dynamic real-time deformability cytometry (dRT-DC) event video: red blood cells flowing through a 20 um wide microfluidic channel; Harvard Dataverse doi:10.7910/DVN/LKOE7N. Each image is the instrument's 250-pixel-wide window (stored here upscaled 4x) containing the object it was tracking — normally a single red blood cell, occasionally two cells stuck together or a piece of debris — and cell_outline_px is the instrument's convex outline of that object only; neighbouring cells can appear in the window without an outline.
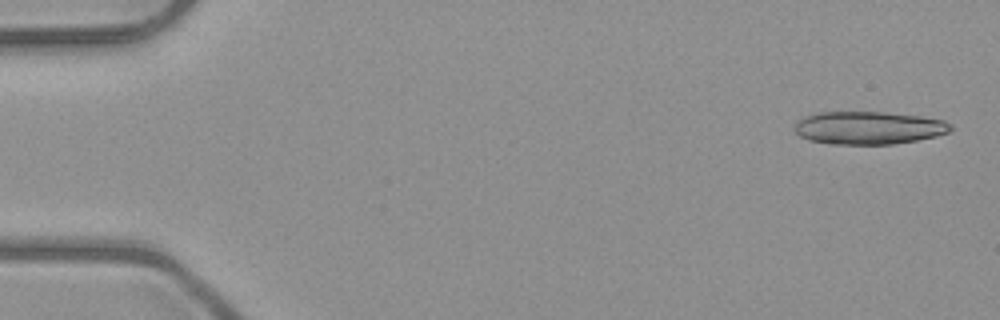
{"species": "common noctule bat (a hibernating species)", "species_latin": "Nyctalus noctula", "temperature_condition": "room temperature", "stored_images_in_passage": 18, "camera_frame_rate_fps": 3000, "um_per_image_px": 0.085, "animal": {"sex": "male", "body_mass_g": 23.1, "forearm_length_mm": 52.7}, "frame": {"image": 1, "passage_image": 2, "time_ms": 0.333, "image_size_px": [1000, 320], "cell_outline_px": [[952, 128], [948, 132], [936, 136], [916, 140], [892, 144], [832, 144], [808, 140], [800, 136], [796, 132], [796, 124], [804, 116], [816, 112], [884, 112], [920, 116], [944, 120], [952, 124]], "centroid_in_image_um": [73.84, 10.86], "position_along_channel_um": 11.2, "area_um2": 29.82}}